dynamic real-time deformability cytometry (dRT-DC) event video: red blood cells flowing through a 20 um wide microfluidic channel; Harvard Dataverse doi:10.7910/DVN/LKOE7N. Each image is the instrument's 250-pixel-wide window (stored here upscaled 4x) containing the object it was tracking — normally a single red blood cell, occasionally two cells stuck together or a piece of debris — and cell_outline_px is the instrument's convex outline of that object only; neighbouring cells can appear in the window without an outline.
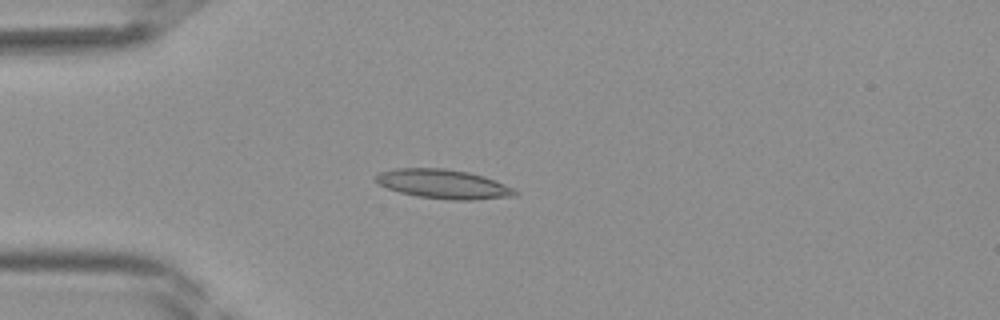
{"species": "Egyptian fruit bat (a non-hibernating species)", "species_latin": "Rousettus aegyptiacus", "temperature_condition": "room temperature", "stored_images_in_passage": 40, "camera_frame_rate_fps": 3000, "um_per_image_px": 0.085, "frame": {"image": 1, "passage_image": 10, "time_ms": 3.0, "image_size_px": [1000, 320], "cell_outline_px": [[520, 192], [516, 196], [472, 200], [452, 200], [416, 196], [400, 192], [388, 188], [380, 184], [376, 180], [376, 176], [380, 172], [396, 168], [444, 168], [468, 172], [484, 176], [516, 188]], "centroid_in_image_um": [37.76, 15.65], "position_along_channel_um": 47.2, "area_um2": 23.76}}
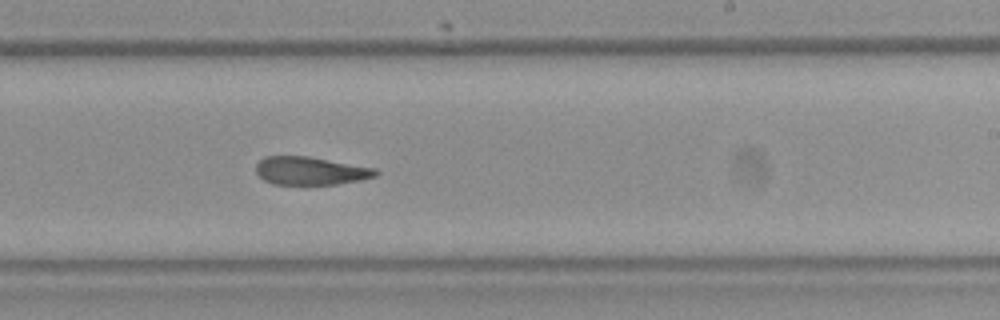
{"frame": {"image": 2, "passage_image": 24, "time_ms": 7.667, "image_size_px": [1000, 320], "cell_outline_px": [[380, 172], [376, 176], [360, 180], [336, 184], [272, 184], [264, 180], [256, 172], [256, 164], [264, 156], [308, 156], [376, 168]], "centroid_in_image_um": [26.4, 14.51], "position_along_channel_um": 262.6, "area_um2": 19.59}}
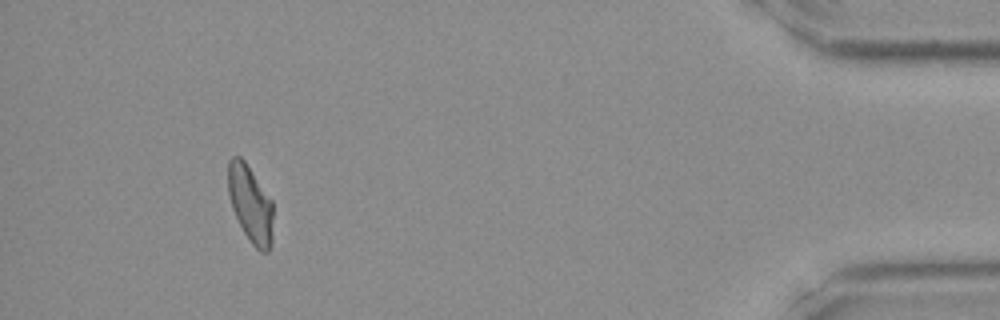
{"frame": {"image": 3, "passage_image": 37, "time_ms": 12.0, "image_size_px": [1000, 320], "cell_outline_px": [[272, 244], [268, 252], [260, 252], [252, 244], [244, 232], [232, 208], [228, 192], [228, 160], [232, 156], [240, 156], [244, 160], [272, 200]], "centroid_in_image_um": [21.28, 17.33], "position_along_channel_um": 413.9, "area_um2": 20.11}}